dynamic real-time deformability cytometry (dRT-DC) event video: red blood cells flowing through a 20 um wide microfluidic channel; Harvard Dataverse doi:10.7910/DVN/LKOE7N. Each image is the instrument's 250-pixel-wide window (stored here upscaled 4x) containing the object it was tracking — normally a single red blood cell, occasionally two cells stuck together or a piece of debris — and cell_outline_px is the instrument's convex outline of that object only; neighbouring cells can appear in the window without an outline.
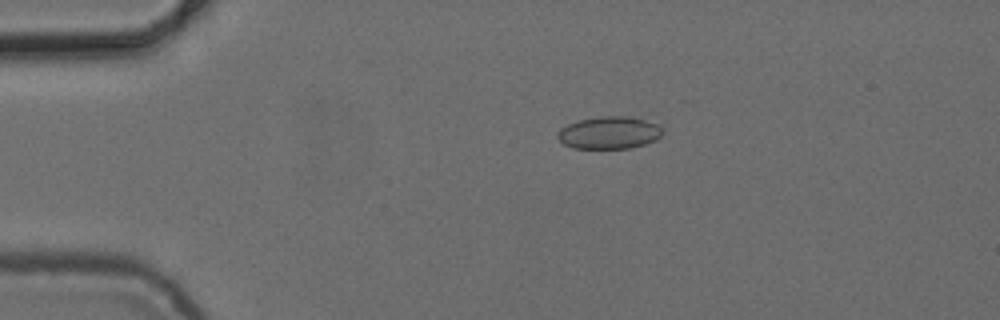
{"species": "common noctule bat (a hibernating species)", "species_latin": "Nyctalus noctula", "temperature_condition": "cold", "stored_images_in_passage": 6, "camera_frame_rate_fps": 3000, "um_per_image_px": 0.085, "animal": {"sex": "female", "body_mass_g": 24.6, "forearm_length_mm": 56.2}, "frame": {"image": 1, "passage_image": 2, "time_ms": 1.667, "image_size_px": [1000, 320], "cell_outline_px": [[664, 124], [660, 136], [656, 140], [632, 148], [572, 148], [564, 144], [556, 136], [556, 132], [560, 128], [568, 124], [580, 120], [600, 116], [628, 116]], "centroid_in_image_um": [51.81, 11.27], "position_along_channel_um": 33.2, "area_um2": 20.06}}
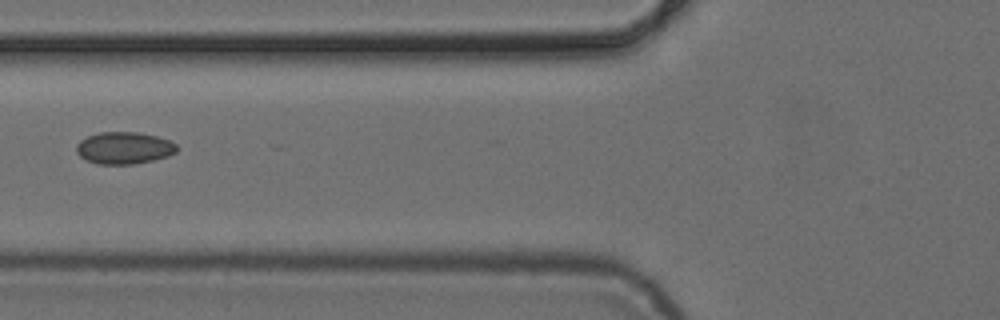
{"frame": {"image": 2, "passage_image": 5, "time_ms": 5.0, "image_size_px": [1000, 320], "cell_outline_px": [[176, 152], [168, 156], [152, 160], [132, 164], [96, 164], [80, 156], [76, 152], [76, 144], [80, 140], [88, 136], [100, 132], [136, 132], [156, 136], [168, 140], [176, 144]], "centroid_in_image_um": [10.52, 12.57], "position_along_channel_um": 115.3, "area_um2": 18.61}}
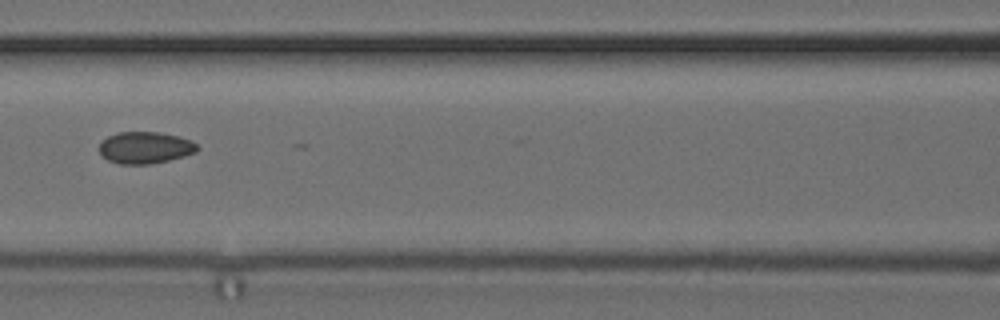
{"frame": {"image": 3, "passage_image": 6, "time_ms": 6.0, "image_size_px": [1000, 320], "cell_outline_px": [[200, 148], [196, 152], [184, 156], [152, 164], [120, 164], [108, 160], [100, 152], [100, 140], [116, 132], [160, 132], [180, 136], [192, 140]], "centroid_in_image_um": [12.35, 12.54], "position_along_channel_um": 154.2, "area_um2": 18.32}}